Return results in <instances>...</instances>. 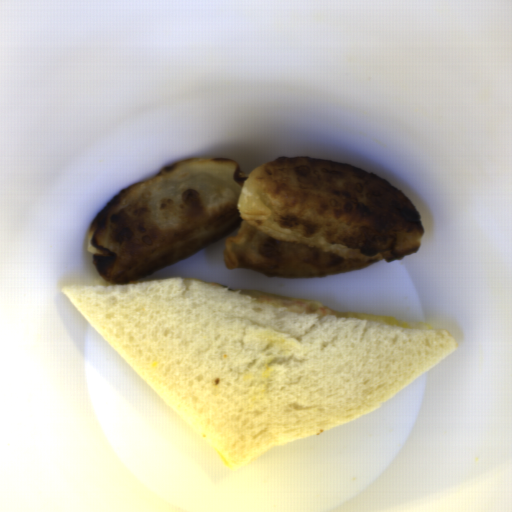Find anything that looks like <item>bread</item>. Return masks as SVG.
<instances>
[{"mask_svg":"<svg viewBox=\"0 0 512 512\" xmlns=\"http://www.w3.org/2000/svg\"><path fill=\"white\" fill-rule=\"evenodd\" d=\"M61 292L228 470L377 409L454 335L183 276Z\"/></svg>","mask_w":512,"mask_h":512,"instance_id":"8d2b1439","label":"bread"}]
</instances>
